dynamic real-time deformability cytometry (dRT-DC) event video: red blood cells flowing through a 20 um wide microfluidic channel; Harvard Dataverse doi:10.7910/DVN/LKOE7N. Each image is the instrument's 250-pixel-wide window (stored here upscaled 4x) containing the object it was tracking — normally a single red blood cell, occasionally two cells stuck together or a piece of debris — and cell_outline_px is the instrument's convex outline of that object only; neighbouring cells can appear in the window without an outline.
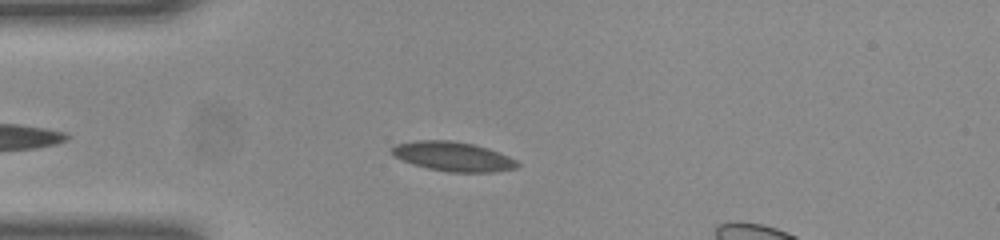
{"species": "common noctule bat (a hibernating species)", "species_latin": "Nyctalus noctula", "temperature_condition": "room temperature", "stored_images_in_passage": 36, "camera_frame_rate_fps": 3000, "um_per_image_px": 0.085, "animal": {"sex": "female", "body_mass_g": 23.0, "forearm_length_mm": 53.4}, "frame": {"image": 1, "passage_image": 2, "time_ms": 0.333, "image_size_px": [1000, 240], "cell_outline_px": [[520, 164], [516, 168], [496, 172], [448, 172], [428, 168], [412, 164], [396, 156], [392, 152], [392, 148], [396, 144], [416, 140], [452, 140], [472, 144], [488, 148], [508, 156], [516, 160]], "centroid_in_image_um": [38.54, 13.3], "position_along_channel_um": 46.5, "area_um2": 21.39}}
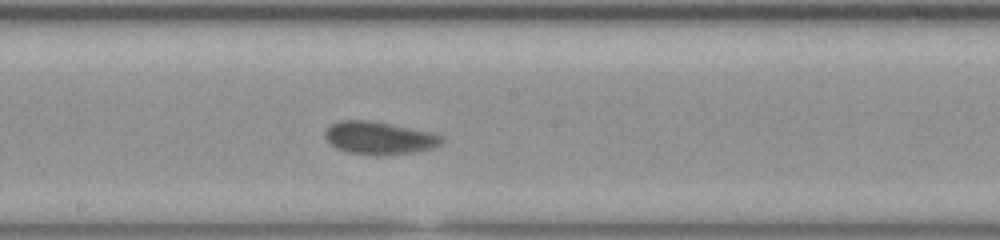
{"frame": {"image": 2, "passage_image": 16, "time_ms": 5.0, "image_size_px": [1000, 240], "cell_outline_px": [[444, 140], [440, 144], [432, 148], [416, 152], [380, 156], [372, 156], [348, 152], [336, 148], [324, 136], [324, 132], [332, 124], [340, 120], [368, 120], [392, 124], [432, 132], [444, 136]], "centroid_in_image_um": [32.26, 11.74], "position_along_channel_um": 215.9, "area_um2": 22.48}}
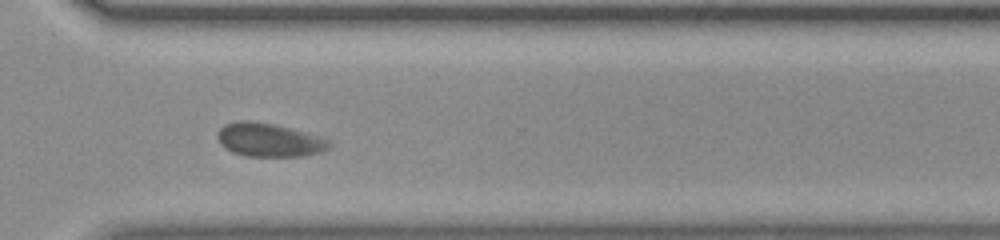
{"frame": {"image": 3, "passage_image": 26, "time_ms": 8.333, "image_size_px": [1000, 240], "cell_outline_px": [[332, 144], [328, 148], [320, 152], [304, 156], [248, 156], [232, 152], [224, 148], [220, 144], [216, 136], [216, 132], [224, 124], [240, 120], [244, 120], [272, 124], [288, 128], [332, 140]], "centroid_in_image_um": [22.84, 11.9], "position_along_channel_um": 347.8, "area_um2": 21.73}, "authors_computed_cell_mechanics": {"area_um2": 21.5305, "velocity_mm_per_s": 3.9512, "shape_relaxation_time_tau1_ms": 4.6656, "shape_relaxation_time_tau2_ms": 1.023, "deformation_change_tau1": 0.1089, "deformation_change_tau2": 0.057}}